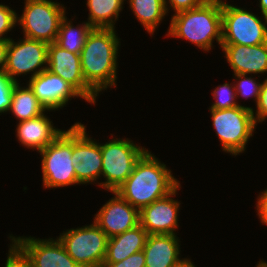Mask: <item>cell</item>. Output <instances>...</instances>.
I'll return each mask as SVG.
<instances>
[{
	"instance_id": "6da1fadb",
	"label": "cell",
	"mask_w": 267,
	"mask_h": 267,
	"mask_svg": "<svg viewBox=\"0 0 267 267\" xmlns=\"http://www.w3.org/2000/svg\"><path fill=\"white\" fill-rule=\"evenodd\" d=\"M116 32L113 28H93L80 52L83 77L98 95L109 88H117L121 39Z\"/></svg>"
},
{
	"instance_id": "7a4b0ae2",
	"label": "cell",
	"mask_w": 267,
	"mask_h": 267,
	"mask_svg": "<svg viewBox=\"0 0 267 267\" xmlns=\"http://www.w3.org/2000/svg\"><path fill=\"white\" fill-rule=\"evenodd\" d=\"M179 184L171 169L147 150L135 163L132 173L116 192L140 210L155 200L167 196Z\"/></svg>"
},
{
	"instance_id": "3957f363",
	"label": "cell",
	"mask_w": 267,
	"mask_h": 267,
	"mask_svg": "<svg viewBox=\"0 0 267 267\" xmlns=\"http://www.w3.org/2000/svg\"><path fill=\"white\" fill-rule=\"evenodd\" d=\"M168 38L184 39L201 51L213 50L215 40L222 45V5L204 3L203 5L171 15Z\"/></svg>"
},
{
	"instance_id": "277c9868",
	"label": "cell",
	"mask_w": 267,
	"mask_h": 267,
	"mask_svg": "<svg viewBox=\"0 0 267 267\" xmlns=\"http://www.w3.org/2000/svg\"><path fill=\"white\" fill-rule=\"evenodd\" d=\"M251 109L253 107L250 106L220 110L209 108L213 129L225 153L236 157L246 151V145L257 128Z\"/></svg>"
},
{
	"instance_id": "5b68a950",
	"label": "cell",
	"mask_w": 267,
	"mask_h": 267,
	"mask_svg": "<svg viewBox=\"0 0 267 267\" xmlns=\"http://www.w3.org/2000/svg\"><path fill=\"white\" fill-rule=\"evenodd\" d=\"M101 143L102 172L105 180L100 187L105 191H116L132 173L135 163L148 150L130 138H114Z\"/></svg>"
},
{
	"instance_id": "8992f818",
	"label": "cell",
	"mask_w": 267,
	"mask_h": 267,
	"mask_svg": "<svg viewBox=\"0 0 267 267\" xmlns=\"http://www.w3.org/2000/svg\"><path fill=\"white\" fill-rule=\"evenodd\" d=\"M22 14H17V26L23 37L55 43L62 18L67 15L64 4L52 0H24Z\"/></svg>"
},
{
	"instance_id": "52a82bcc",
	"label": "cell",
	"mask_w": 267,
	"mask_h": 267,
	"mask_svg": "<svg viewBox=\"0 0 267 267\" xmlns=\"http://www.w3.org/2000/svg\"><path fill=\"white\" fill-rule=\"evenodd\" d=\"M38 153L42 158V185L44 189L80 185L77 182L71 159L72 126Z\"/></svg>"
},
{
	"instance_id": "ba28073f",
	"label": "cell",
	"mask_w": 267,
	"mask_h": 267,
	"mask_svg": "<svg viewBox=\"0 0 267 267\" xmlns=\"http://www.w3.org/2000/svg\"><path fill=\"white\" fill-rule=\"evenodd\" d=\"M262 17V18H261ZM233 4L222 5V44L267 43V17Z\"/></svg>"
},
{
	"instance_id": "9c48e42d",
	"label": "cell",
	"mask_w": 267,
	"mask_h": 267,
	"mask_svg": "<svg viewBox=\"0 0 267 267\" xmlns=\"http://www.w3.org/2000/svg\"><path fill=\"white\" fill-rule=\"evenodd\" d=\"M70 228L57 237L66 252L81 267H101L107 249L108 237L94 222Z\"/></svg>"
},
{
	"instance_id": "30bf717a",
	"label": "cell",
	"mask_w": 267,
	"mask_h": 267,
	"mask_svg": "<svg viewBox=\"0 0 267 267\" xmlns=\"http://www.w3.org/2000/svg\"><path fill=\"white\" fill-rule=\"evenodd\" d=\"M48 66V43L26 37L9 40L5 72L15 82L28 74L29 80L43 72Z\"/></svg>"
},
{
	"instance_id": "8fae6325",
	"label": "cell",
	"mask_w": 267,
	"mask_h": 267,
	"mask_svg": "<svg viewBox=\"0 0 267 267\" xmlns=\"http://www.w3.org/2000/svg\"><path fill=\"white\" fill-rule=\"evenodd\" d=\"M71 159L80 185L88 183L100 187L98 180L101 179L102 172L101 143L89 136L85 124L81 122L72 125Z\"/></svg>"
},
{
	"instance_id": "7c38bea8",
	"label": "cell",
	"mask_w": 267,
	"mask_h": 267,
	"mask_svg": "<svg viewBox=\"0 0 267 267\" xmlns=\"http://www.w3.org/2000/svg\"><path fill=\"white\" fill-rule=\"evenodd\" d=\"M8 238L30 262L31 267H81L66 252L57 237L40 239L10 234Z\"/></svg>"
},
{
	"instance_id": "4fadbf2b",
	"label": "cell",
	"mask_w": 267,
	"mask_h": 267,
	"mask_svg": "<svg viewBox=\"0 0 267 267\" xmlns=\"http://www.w3.org/2000/svg\"><path fill=\"white\" fill-rule=\"evenodd\" d=\"M47 70L70 84L89 104L96 105L98 94L86 83L80 62V54L62 49L56 43L48 44Z\"/></svg>"
},
{
	"instance_id": "5bb4252c",
	"label": "cell",
	"mask_w": 267,
	"mask_h": 267,
	"mask_svg": "<svg viewBox=\"0 0 267 267\" xmlns=\"http://www.w3.org/2000/svg\"><path fill=\"white\" fill-rule=\"evenodd\" d=\"M181 189L179 184L167 196L155 200L139 210V224L151 234H171L177 235L179 228V210L181 201L174 199Z\"/></svg>"
},
{
	"instance_id": "9a60e30c",
	"label": "cell",
	"mask_w": 267,
	"mask_h": 267,
	"mask_svg": "<svg viewBox=\"0 0 267 267\" xmlns=\"http://www.w3.org/2000/svg\"><path fill=\"white\" fill-rule=\"evenodd\" d=\"M111 197L94 214L93 221L105 232L108 238L139 225V210L127 202L118 192L110 191Z\"/></svg>"
},
{
	"instance_id": "2e32d148",
	"label": "cell",
	"mask_w": 267,
	"mask_h": 267,
	"mask_svg": "<svg viewBox=\"0 0 267 267\" xmlns=\"http://www.w3.org/2000/svg\"><path fill=\"white\" fill-rule=\"evenodd\" d=\"M26 83L42 105L53 112L66 107L72 98L84 100L70 84L47 69Z\"/></svg>"
},
{
	"instance_id": "e0dca14e",
	"label": "cell",
	"mask_w": 267,
	"mask_h": 267,
	"mask_svg": "<svg viewBox=\"0 0 267 267\" xmlns=\"http://www.w3.org/2000/svg\"><path fill=\"white\" fill-rule=\"evenodd\" d=\"M221 51L233 74H258V77L267 74V43L255 46L222 44Z\"/></svg>"
},
{
	"instance_id": "ac0fdd59",
	"label": "cell",
	"mask_w": 267,
	"mask_h": 267,
	"mask_svg": "<svg viewBox=\"0 0 267 267\" xmlns=\"http://www.w3.org/2000/svg\"><path fill=\"white\" fill-rule=\"evenodd\" d=\"M180 239L177 235L151 234L143 249L145 267H176L186 258H181Z\"/></svg>"
},
{
	"instance_id": "d6986e66",
	"label": "cell",
	"mask_w": 267,
	"mask_h": 267,
	"mask_svg": "<svg viewBox=\"0 0 267 267\" xmlns=\"http://www.w3.org/2000/svg\"><path fill=\"white\" fill-rule=\"evenodd\" d=\"M52 121L45 112L36 118L16 122L15 137L22 146L39 152L65 131L56 128Z\"/></svg>"
},
{
	"instance_id": "ffe728a7",
	"label": "cell",
	"mask_w": 267,
	"mask_h": 267,
	"mask_svg": "<svg viewBox=\"0 0 267 267\" xmlns=\"http://www.w3.org/2000/svg\"><path fill=\"white\" fill-rule=\"evenodd\" d=\"M147 231L139 224L122 234L108 238L103 263H117L144 249Z\"/></svg>"
},
{
	"instance_id": "44dd1931",
	"label": "cell",
	"mask_w": 267,
	"mask_h": 267,
	"mask_svg": "<svg viewBox=\"0 0 267 267\" xmlns=\"http://www.w3.org/2000/svg\"><path fill=\"white\" fill-rule=\"evenodd\" d=\"M25 84L23 86L20 83H15L8 113H12L16 120L21 122L36 118L45 112L53 111L47 110L34 95L29 85Z\"/></svg>"
},
{
	"instance_id": "7402d4cb",
	"label": "cell",
	"mask_w": 267,
	"mask_h": 267,
	"mask_svg": "<svg viewBox=\"0 0 267 267\" xmlns=\"http://www.w3.org/2000/svg\"><path fill=\"white\" fill-rule=\"evenodd\" d=\"M135 19L145 28L150 36H154L156 28L168 15L164 0H126Z\"/></svg>"
},
{
	"instance_id": "603a6c76",
	"label": "cell",
	"mask_w": 267,
	"mask_h": 267,
	"mask_svg": "<svg viewBox=\"0 0 267 267\" xmlns=\"http://www.w3.org/2000/svg\"><path fill=\"white\" fill-rule=\"evenodd\" d=\"M126 0H86L87 22L93 28H113L123 11Z\"/></svg>"
},
{
	"instance_id": "cb8c5ba5",
	"label": "cell",
	"mask_w": 267,
	"mask_h": 267,
	"mask_svg": "<svg viewBox=\"0 0 267 267\" xmlns=\"http://www.w3.org/2000/svg\"><path fill=\"white\" fill-rule=\"evenodd\" d=\"M72 20L73 17L69 19L66 15L62 18L55 43L71 53L80 54L93 27L87 21L75 26Z\"/></svg>"
},
{
	"instance_id": "d4e9b609",
	"label": "cell",
	"mask_w": 267,
	"mask_h": 267,
	"mask_svg": "<svg viewBox=\"0 0 267 267\" xmlns=\"http://www.w3.org/2000/svg\"><path fill=\"white\" fill-rule=\"evenodd\" d=\"M233 77L232 82L234 83L237 101H239L240 96L241 99L245 100L252 98L256 105L262 82L257 80L256 76L253 77L248 74H233Z\"/></svg>"
},
{
	"instance_id": "484cf974",
	"label": "cell",
	"mask_w": 267,
	"mask_h": 267,
	"mask_svg": "<svg viewBox=\"0 0 267 267\" xmlns=\"http://www.w3.org/2000/svg\"><path fill=\"white\" fill-rule=\"evenodd\" d=\"M211 94L215 101L209 106L210 109L220 110L244 106L237 101L234 83L225 82L218 85Z\"/></svg>"
},
{
	"instance_id": "4316f807",
	"label": "cell",
	"mask_w": 267,
	"mask_h": 267,
	"mask_svg": "<svg viewBox=\"0 0 267 267\" xmlns=\"http://www.w3.org/2000/svg\"><path fill=\"white\" fill-rule=\"evenodd\" d=\"M17 12L10 6L0 3V39L10 40L7 34L16 29L17 26Z\"/></svg>"
},
{
	"instance_id": "83f0119b",
	"label": "cell",
	"mask_w": 267,
	"mask_h": 267,
	"mask_svg": "<svg viewBox=\"0 0 267 267\" xmlns=\"http://www.w3.org/2000/svg\"><path fill=\"white\" fill-rule=\"evenodd\" d=\"M15 82L5 71H0V116L7 114L11 106Z\"/></svg>"
},
{
	"instance_id": "f1b7e54d",
	"label": "cell",
	"mask_w": 267,
	"mask_h": 267,
	"mask_svg": "<svg viewBox=\"0 0 267 267\" xmlns=\"http://www.w3.org/2000/svg\"><path fill=\"white\" fill-rule=\"evenodd\" d=\"M256 108V110L251 109V112L256 125H258L267 119V76L262 81Z\"/></svg>"
},
{
	"instance_id": "f546056e",
	"label": "cell",
	"mask_w": 267,
	"mask_h": 267,
	"mask_svg": "<svg viewBox=\"0 0 267 267\" xmlns=\"http://www.w3.org/2000/svg\"><path fill=\"white\" fill-rule=\"evenodd\" d=\"M204 3L205 2L203 0H164L167 13H169L170 9L172 8L171 11L174 12L173 14L180 11L197 8Z\"/></svg>"
},
{
	"instance_id": "4dcf8cb0",
	"label": "cell",
	"mask_w": 267,
	"mask_h": 267,
	"mask_svg": "<svg viewBox=\"0 0 267 267\" xmlns=\"http://www.w3.org/2000/svg\"><path fill=\"white\" fill-rule=\"evenodd\" d=\"M9 246L4 267H31L30 262L12 243Z\"/></svg>"
},
{
	"instance_id": "1f68e13d",
	"label": "cell",
	"mask_w": 267,
	"mask_h": 267,
	"mask_svg": "<svg viewBox=\"0 0 267 267\" xmlns=\"http://www.w3.org/2000/svg\"><path fill=\"white\" fill-rule=\"evenodd\" d=\"M101 267H145V255L143 250L134 253L117 263H103Z\"/></svg>"
},
{
	"instance_id": "d6a6232c",
	"label": "cell",
	"mask_w": 267,
	"mask_h": 267,
	"mask_svg": "<svg viewBox=\"0 0 267 267\" xmlns=\"http://www.w3.org/2000/svg\"><path fill=\"white\" fill-rule=\"evenodd\" d=\"M256 212L260 223L267 225V188L259 192L257 197Z\"/></svg>"
},
{
	"instance_id": "836d02e7",
	"label": "cell",
	"mask_w": 267,
	"mask_h": 267,
	"mask_svg": "<svg viewBox=\"0 0 267 267\" xmlns=\"http://www.w3.org/2000/svg\"><path fill=\"white\" fill-rule=\"evenodd\" d=\"M9 40L0 39V71L5 70Z\"/></svg>"
},
{
	"instance_id": "e575fe53",
	"label": "cell",
	"mask_w": 267,
	"mask_h": 267,
	"mask_svg": "<svg viewBox=\"0 0 267 267\" xmlns=\"http://www.w3.org/2000/svg\"><path fill=\"white\" fill-rule=\"evenodd\" d=\"M259 9L261 10V15L267 17V0H258Z\"/></svg>"
},
{
	"instance_id": "d590c367",
	"label": "cell",
	"mask_w": 267,
	"mask_h": 267,
	"mask_svg": "<svg viewBox=\"0 0 267 267\" xmlns=\"http://www.w3.org/2000/svg\"><path fill=\"white\" fill-rule=\"evenodd\" d=\"M176 267H196L194 262L191 261L190 258L186 257L184 261H182L179 265Z\"/></svg>"
},
{
	"instance_id": "8d00e7d4",
	"label": "cell",
	"mask_w": 267,
	"mask_h": 267,
	"mask_svg": "<svg viewBox=\"0 0 267 267\" xmlns=\"http://www.w3.org/2000/svg\"><path fill=\"white\" fill-rule=\"evenodd\" d=\"M205 3H217V4H226L227 0H203Z\"/></svg>"
},
{
	"instance_id": "74e56055",
	"label": "cell",
	"mask_w": 267,
	"mask_h": 267,
	"mask_svg": "<svg viewBox=\"0 0 267 267\" xmlns=\"http://www.w3.org/2000/svg\"><path fill=\"white\" fill-rule=\"evenodd\" d=\"M255 267H267V261L261 259L260 261L257 262V265Z\"/></svg>"
}]
</instances>
